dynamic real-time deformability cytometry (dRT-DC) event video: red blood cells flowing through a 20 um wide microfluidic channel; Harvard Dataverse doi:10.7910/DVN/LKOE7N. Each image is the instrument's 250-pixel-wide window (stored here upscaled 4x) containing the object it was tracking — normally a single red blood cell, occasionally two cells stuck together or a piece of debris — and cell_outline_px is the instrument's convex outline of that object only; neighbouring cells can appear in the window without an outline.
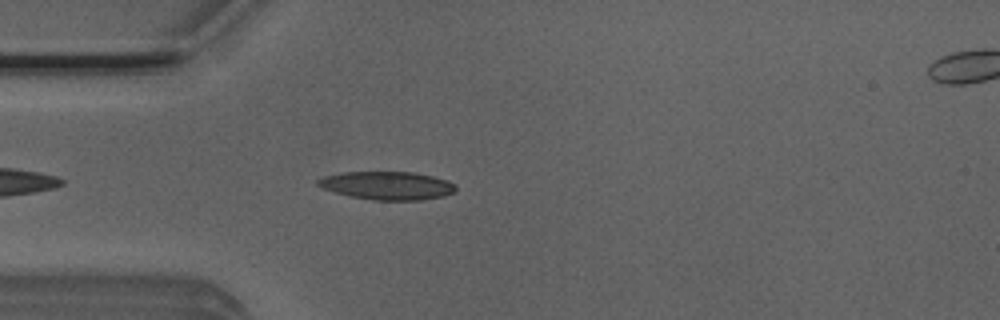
{"species": "Egyptian fruit bat (a non-hibernating species)", "species_latin": "Rousettus aegyptiacus", "temperature_condition": "room temperature", "stored_images_in_passage": 5, "camera_frame_rate_fps": 3000, "um_per_image_px": 0.085, "animal": {"sex": "male"}, "frame": {"image": 1, "passage_image": 4, "time_ms": 1.0, "image_size_px": [1000, 320], "cell_outline_px": [[456, 192], [444, 196], [420, 200], [372, 200], [352, 196], [336, 192], [324, 188], [316, 184], [316, 180], [324, 176], [340, 172], [416, 172], [448, 180], [456, 184]], "centroid_in_image_um": [32.96, 15.76], "position_along_channel_um": 52.0, "area_um2": 22.72}}